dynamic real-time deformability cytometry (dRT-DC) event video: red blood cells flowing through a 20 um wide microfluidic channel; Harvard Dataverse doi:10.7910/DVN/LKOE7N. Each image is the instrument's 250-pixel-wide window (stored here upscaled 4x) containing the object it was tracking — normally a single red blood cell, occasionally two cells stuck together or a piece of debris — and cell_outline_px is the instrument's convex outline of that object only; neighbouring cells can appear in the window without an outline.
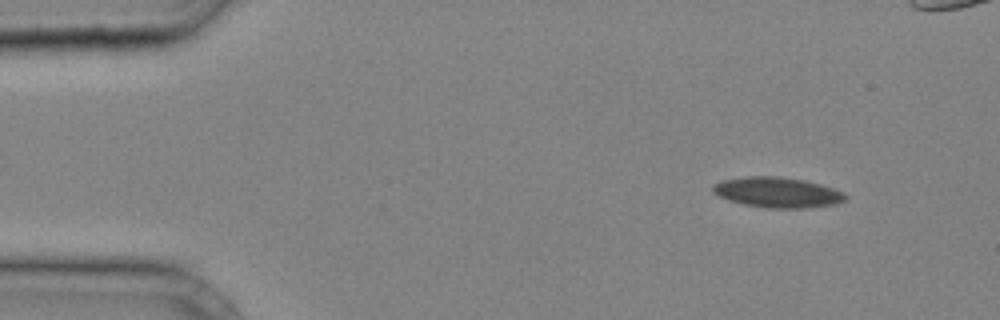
{"species": "common noctule bat (a hibernating species)", "species_latin": "Nyctalus noctula", "temperature_condition": "cold", "stored_images_in_passage": 38, "camera_frame_rate_fps": 3000, "um_per_image_px": 0.085, "animal": {"sex": "male", "body_mass_g": 20.4}, "frame": {"image": 1, "passage_image": 4, "time_ms": 1.0, "image_size_px": [1000, 320], "cell_outline_px": [[848, 200], [836, 204], [804, 208], [768, 208], [744, 204], [728, 200], [712, 192], [712, 184], [720, 180], [744, 176], [780, 176], [804, 180], [820, 184], [844, 192], [848, 196]], "centroid_in_image_um": [66.08, 16.34], "position_along_channel_um": 18.9, "area_um2": 23.7}}
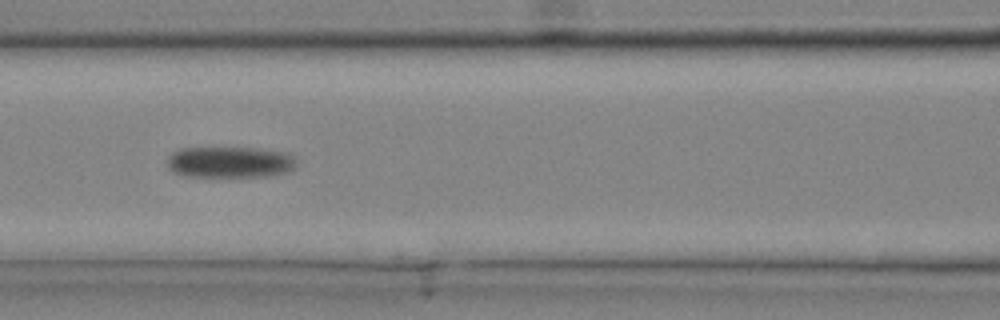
{"frame": {"image": 2, "passage_image": 18, "time_ms": 5.667, "image_size_px": [1000, 320], "cell_outline_px": [[296, 164], [292, 172], [272, 176], [188, 176], [176, 172], [168, 168], [168, 156], [172, 152], [180, 148], [256, 148], [288, 152], [296, 160]], "centroid_in_image_um": [19.61, 13.78], "position_along_channel_um": 147.0, "area_um2": 23.64}}
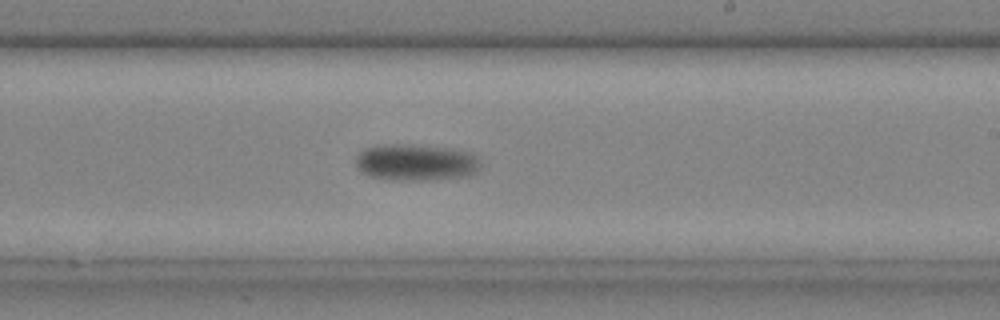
{"frame": {"image": 3, "passage_image": 25, "time_ms": 8.0, "image_size_px": [1000, 320], "cell_outline_px": [[480, 168], [476, 172], [468, 176], [424, 180], [400, 180], [368, 176], [360, 172], [356, 164], [356, 156], [364, 148], [388, 144], [404, 144], [452, 148], [472, 152], [480, 156]], "centroid_in_image_um": [35.39, 13.79], "position_along_channel_um": 253.6, "area_um2": 26.88}}